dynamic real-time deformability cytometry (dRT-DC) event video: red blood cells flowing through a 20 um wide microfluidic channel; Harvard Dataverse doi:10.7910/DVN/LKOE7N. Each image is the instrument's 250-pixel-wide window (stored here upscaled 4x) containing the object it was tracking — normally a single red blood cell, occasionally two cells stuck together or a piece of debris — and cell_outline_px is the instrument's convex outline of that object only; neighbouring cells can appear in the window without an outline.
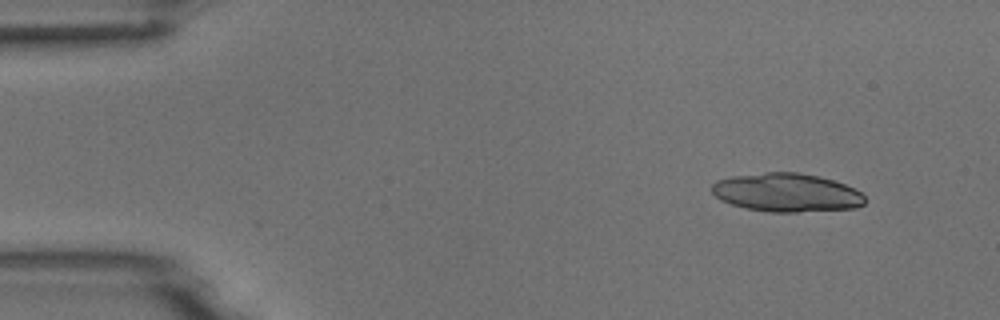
{"species": "common noctule bat (a hibernating species)", "species_latin": "Nyctalus noctula", "temperature_condition": "room temperature", "stored_images_in_passage": 5, "camera_frame_rate_fps": 3000, "um_per_image_px": 0.085, "animal": {"sex": "male", "body_mass_g": 18.8}, "frame": {"image": 1, "passage_image": 2, "time_ms": 1.0, "image_size_px": [1000, 320], "cell_outline_px": [[864, 204], [856, 208], [796, 212], [768, 212], [744, 208], [720, 200], [708, 188], [716, 180], [732, 176], [764, 172], [796, 172], [820, 176], [844, 184], [860, 192], [864, 196]], "centroid_in_image_um": [66.81, 16.37], "position_along_channel_um": 18.2, "area_um2": 34.51}}